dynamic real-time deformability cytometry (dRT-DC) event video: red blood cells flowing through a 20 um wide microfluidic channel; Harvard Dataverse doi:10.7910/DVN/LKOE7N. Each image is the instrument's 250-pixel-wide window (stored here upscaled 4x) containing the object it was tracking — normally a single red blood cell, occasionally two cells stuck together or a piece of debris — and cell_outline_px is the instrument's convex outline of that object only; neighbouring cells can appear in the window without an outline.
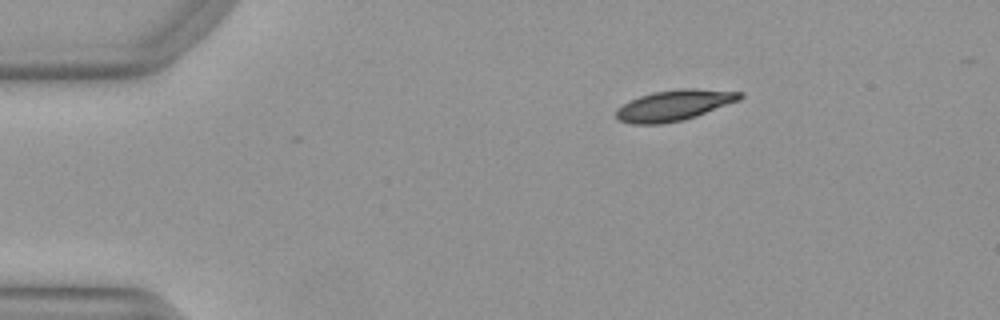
{"species": "Egyptian fruit bat (a non-hibernating species)", "species_latin": "Rousettus aegyptiacus", "temperature_condition": "warm", "stored_images_in_passage": 39, "camera_frame_rate_fps": 3000, "um_per_image_px": 0.085, "animal": {"sex": "female"}, "frame": {"image": 1, "passage_image": 2, "time_ms": 0.333, "image_size_px": [1000, 320], "cell_outline_px": [[744, 96], [740, 100], [696, 116], [684, 120], [660, 124], [632, 124], [616, 120], [616, 108], [640, 96], [652, 92], [680, 88], [696, 88], [744, 92]], "centroid_in_image_um": [57.32, 8.95], "position_along_channel_um": 27.7, "area_um2": 22.31}}
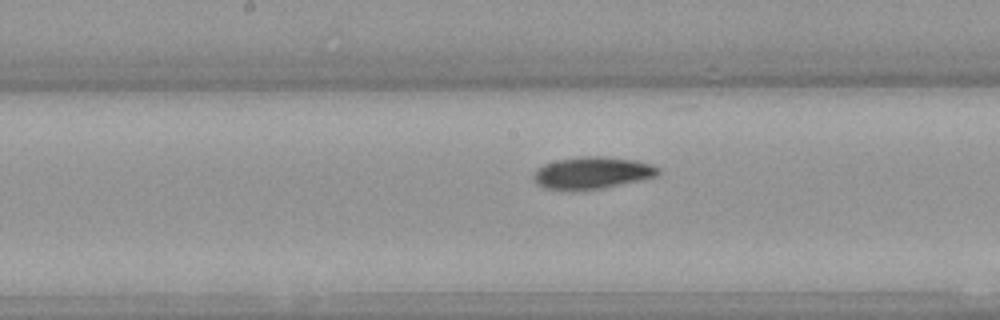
{"frame": {"image": 2, "passage_image": 20, "time_ms": 6.333, "image_size_px": [1000, 320], "cell_outline_px": [[660, 172], [656, 176], [640, 180], [604, 188], [576, 192], [568, 192], [544, 188], [536, 184], [532, 180], [532, 176], [536, 168], [544, 164], [556, 160], [580, 156], [604, 156], [636, 160], [652, 164], [660, 168]], "centroid_in_image_um": [50.27, 14.72], "position_along_channel_um": 197.9, "area_um2": 24.04}}
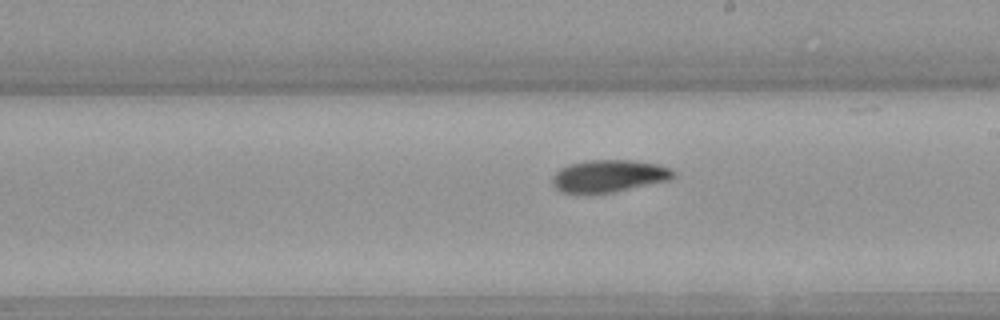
{"frame": {"image": 3, "passage_image": 23, "time_ms": 7.333, "image_size_px": [1000, 320], "cell_outline_px": [[676, 176], [668, 180], [612, 192], [584, 196], [576, 196], [560, 192], [552, 184], [552, 176], [560, 168], [568, 164], [588, 160], [632, 160], [656, 164], [668, 168], [676, 172]], "centroid_in_image_um": [51.65, 14.99], "position_along_channel_um": 237.3, "area_um2": 23.29}, "authors_computed_cell_mechanics": {"area_um2": 22.5998, "velocity_mm_per_s": 3.964, "shape_relaxation_time_tau1_ms": 4.2896, "shape_relaxation_time_tau2_ms": 6.0745, "deformation_change_tau1": 0.1425, "deformation_change_tau2": 0.0947}}